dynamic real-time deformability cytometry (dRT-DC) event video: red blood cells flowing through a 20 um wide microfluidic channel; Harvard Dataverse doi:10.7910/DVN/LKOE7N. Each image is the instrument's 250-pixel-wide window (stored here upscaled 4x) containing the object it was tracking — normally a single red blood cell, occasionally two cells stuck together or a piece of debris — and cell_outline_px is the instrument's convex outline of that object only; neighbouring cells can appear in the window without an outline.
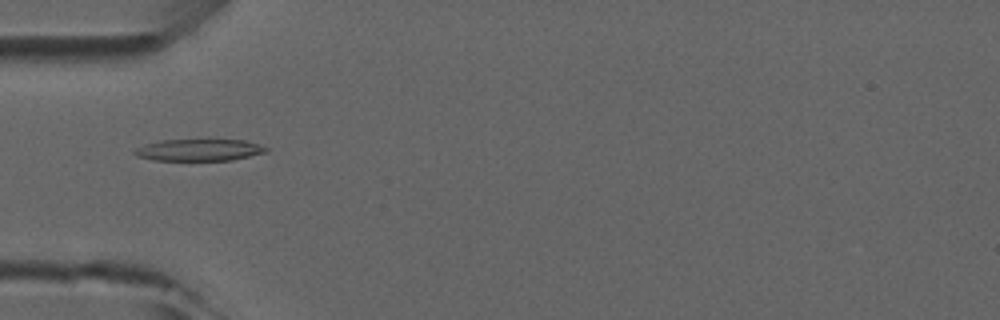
{"species": "common noctule bat (a hibernating species)", "species_latin": "Nyctalus noctula", "temperature_condition": "room temperature", "stored_images_in_passage": 49, "camera_frame_rate_fps": 3000, "um_per_image_px": 0.085, "animal": {"sex": "male", "forearm_length_mm": 52.5}, "frame": {"image": 1, "passage_image": 16, "time_ms": 5.0, "image_size_px": [1000, 320], "cell_outline_px": [[268, 152], [232, 160], [152, 160], [136, 156], [132, 152], [136, 148], [160, 140], [244, 140], [260, 144], [268, 148]], "centroid_in_image_um": [16.95, 12.75], "position_along_channel_um": 68.1, "area_um2": 16.65}}
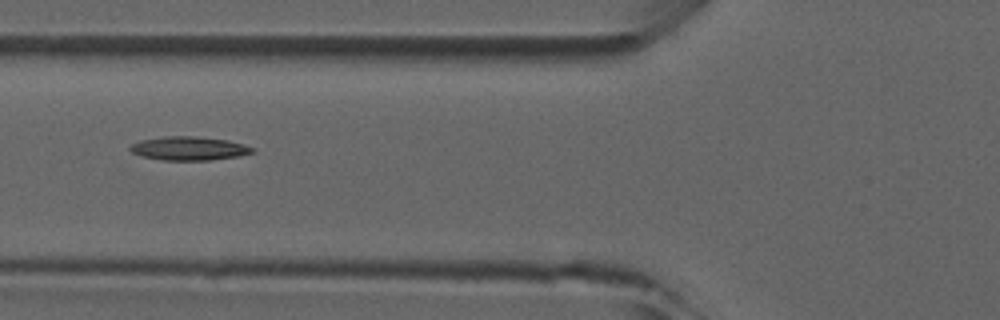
{"frame": {"image": 2, "passage_image": 19, "time_ms": 6.0, "image_size_px": [1000, 320], "cell_outline_px": [[256, 152], [240, 156], [212, 160], [160, 160], [144, 156], [132, 152], [128, 148], [132, 144], [140, 140], [164, 136], [192, 136], [228, 140], [244, 144], [256, 148]], "centroid_in_image_um": [16.12, 12.61], "position_along_channel_um": 109.7, "area_um2": 16.99}}
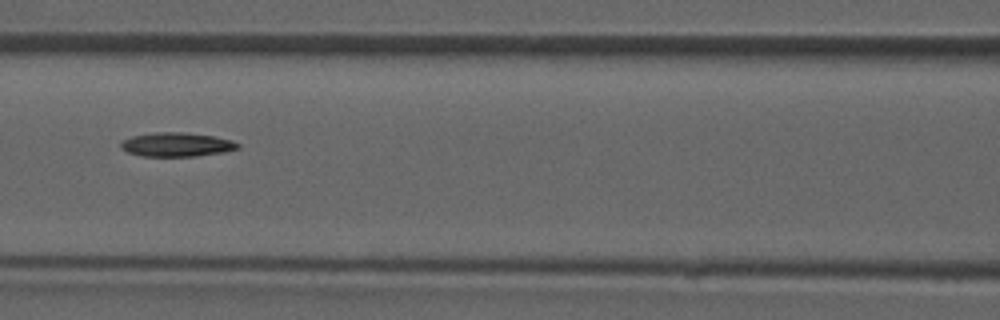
{"frame": {"image": 3, "passage_image": 22, "time_ms": 7.0, "image_size_px": [1000, 320], "cell_outline_px": [[240, 148], [224, 152], [196, 156], [140, 156], [128, 152], [120, 148], [120, 144], [124, 140], [132, 136], [156, 132], [180, 132], [216, 136], [232, 140], [240, 144]], "centroid_in_image_um": [15.04, 12.29], "position_along_channel_um": 151.6, "area_um2": 16.42}}